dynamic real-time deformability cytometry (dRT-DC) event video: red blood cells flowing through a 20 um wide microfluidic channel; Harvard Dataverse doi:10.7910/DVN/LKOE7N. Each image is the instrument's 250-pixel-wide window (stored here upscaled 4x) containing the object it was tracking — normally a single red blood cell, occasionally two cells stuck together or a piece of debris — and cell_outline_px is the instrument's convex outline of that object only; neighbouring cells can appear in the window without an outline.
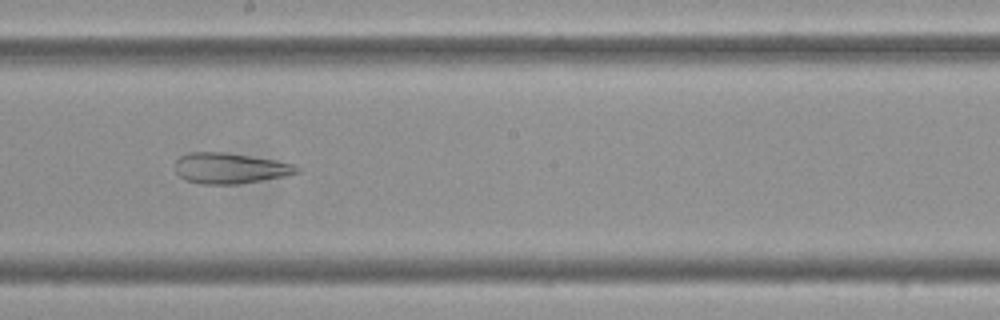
{"species": "Egyptian fruit bat (a non-hibernating species)", "species_latin": "Rousettus aegyptiacus", "temperature_condition": "cold", "stored_images_in_passage": 46, "camera_frame_rate_fps": 3000, "um_per_image_px": 0.085, "frame": {"image": 1, "passage_image": 27, "time_ms": 8.667, "image_size_px": [1000, 320], "cell_outline_px": [[300, 172], [284, 176], [236, 184], [200, 184], [184, 180], [176, 172], [176, 160], [180, 156], [188, 152], [224, 152], [296, 164], [300, 168]], "centroid_in_image_um": [19.52, 14.3], "position_along_channel_um": 228.7, "area_um2": 21.62}}
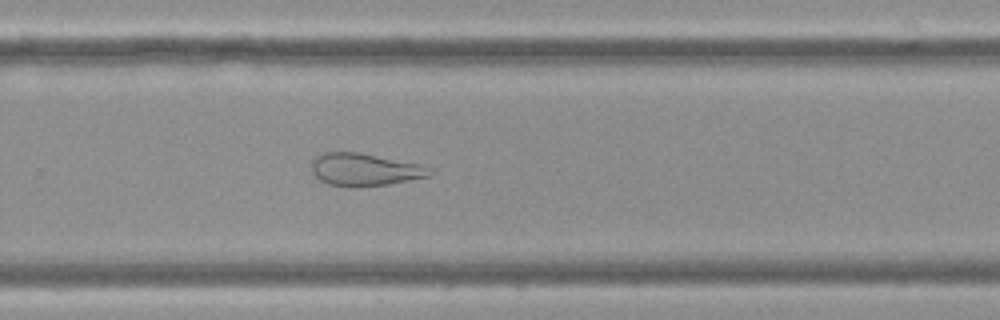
{"frame": {"image": 2, "passage_image": 33, "time_ms": 10.667, "image_size_px": [1000, 320], "cell_outline_px": [[436, 172], [428, 176], [388, 184], [356, 188], [352, 188], [328, 184], [320, 180], [312, 172], [312, 160], [316, 156], [324, 152], [356, 152], [416, 164]], "centroid_in_image_um": [30.92, 14.44], "position_along_channel_um": 298.9, "area_um2": 22.08}}
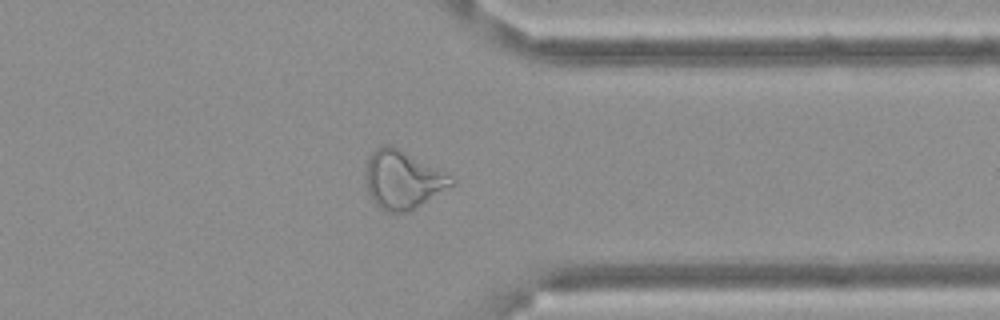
{"frame": {"image": 3, "passage_image": 40, "time_ms": 13.0, "image_size_px": [1000, 320], "cell_outline_px": [[456, 184], [408, 212], [388, 212], [380, 208], [372, 200], [368, 192], [364, 176], [364, 172], [368, 160], [372, 152], [376, 148], [384, 144], [388, 144], [400, 148], [456, 180]], "centroid_in_image_um": [34.19, 15.28], "position_along_channel_um": 377.2, "area_um2": 28.96}, "authors_computed_cell_mechanics": {"area_um2": 28.1486, "velocity_mm_per_s": 3.5281, "shape_relaxation_time_tau1_ms": null, "shape_relaxation_time_tau2_ms": 3.1598, "deformation_change_tau1": null, "deformation_change_tau2": 0.1329}}